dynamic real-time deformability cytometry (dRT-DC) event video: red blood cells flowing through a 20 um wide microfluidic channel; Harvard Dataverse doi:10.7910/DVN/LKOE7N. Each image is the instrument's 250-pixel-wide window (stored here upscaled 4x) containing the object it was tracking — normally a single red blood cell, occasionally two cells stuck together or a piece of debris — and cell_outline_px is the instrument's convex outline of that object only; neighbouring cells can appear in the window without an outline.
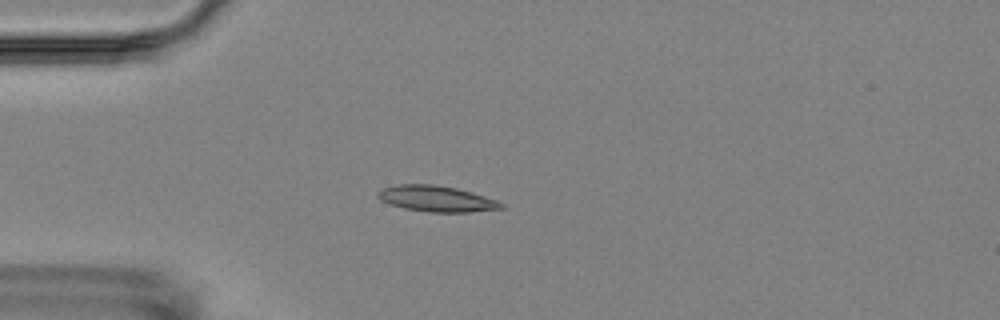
{"species": "Egyptian fruit bat (a non-hibernating species)", "species_latin": "Rousettus aegyptiacus", "temperature_condition": "room temperature", "stored_images_in_passage": 14, "camera_frame_rate_fps": 3000, "um_per_image_px": 0.085, "animal": {"sex": "female"}, "frame": {"image": 1, "passage_image": 4, "time_ms": 3.333, "image_size_px": [1000, 320], "cell_outline_px": [[504, 208], [468, 212], [428, 212], [404, 208], [388, 204], [380, 200], [376, 196], [376, 192], [384, 188], [396, 184], [432, 184], [456, 188], [472, 192], [496, 200], [504, 204]], "centroid_in_image_um": [37.06, 16.89], "position_along_channel_um": 47.9, "area_um2": 18.67}}
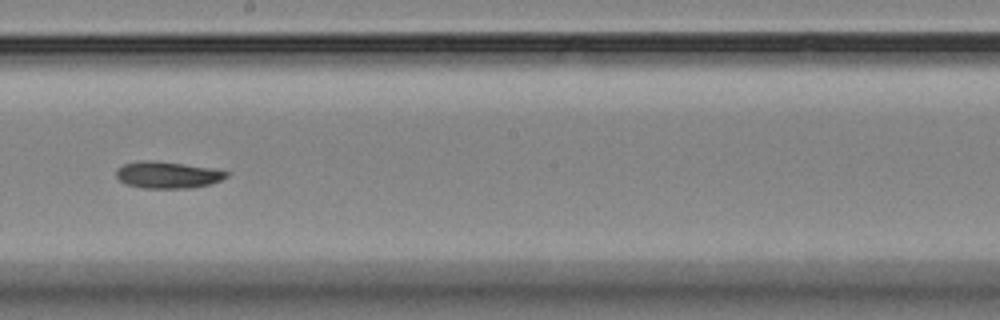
{"frame": {"image": 2, "passage_image": 9, "time_ms": 9.0, "image_size_px": [1000, 320], "cell_outline_px": [[228, 176], [220, 180], [208, 184], [192, 188], [144, 188], [124, 184], [116, 176], [116, 168], [124, 164], [140, 160], [144, 160], [184, 164], [208, 168], [228, 172]], "centroid_in_image_um": [14.18, 14.87], "position_along_channel_um": 234.0, "area_um2": 16.94}}
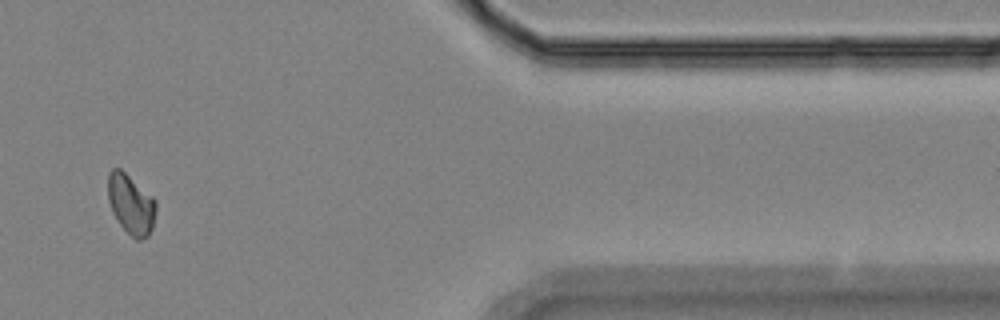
{"frame": {"image": 3, "passage_image": 13, "time_ms": 14.667, "image_size_px": [1000, 320], "cell_outline_px": [[156, 212], [152, 228], [148, 236], [140, 240], [136, 240], [120, 224], [112, 212], [108, 200], [108, 172], [112, 168], [120, 168], [152, 196], [156, 200]], "centroid_in_image_um": [11.13, 17.35], "position_along_channel_um": 400.3, "area_um2": 16.7}, "authors_computed_cell_mechanics": {"area_um2": 16.9065, "velocity_mm_per_s": 3.5533, "shape_relaxation_time_tau1_ms": 6.9464, "shape_relaxation_time_tau2_ms": null, "deformation_change_tau1": 0.107, "deformation_change_tau2": null}}